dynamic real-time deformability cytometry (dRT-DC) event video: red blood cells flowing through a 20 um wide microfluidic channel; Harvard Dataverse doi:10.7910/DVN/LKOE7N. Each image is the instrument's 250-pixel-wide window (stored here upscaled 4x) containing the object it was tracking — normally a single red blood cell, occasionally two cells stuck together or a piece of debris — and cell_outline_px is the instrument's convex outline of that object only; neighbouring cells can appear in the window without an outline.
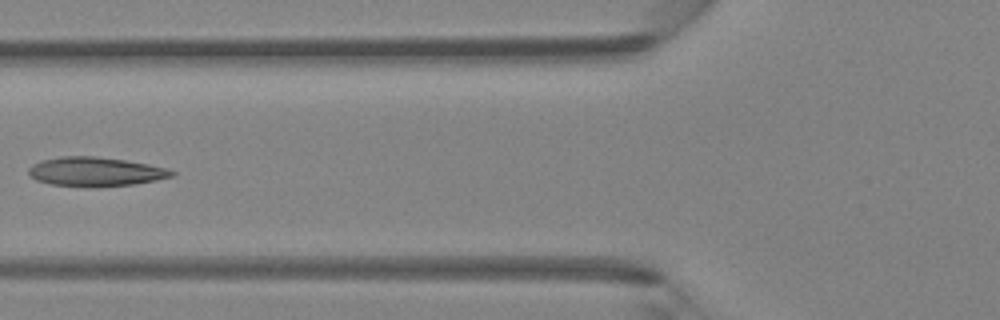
{"species": "Egyptian fruit bat (a non-hibernating species)", "species_latin": "Rousettus aegyptiacus", "temperature_condition": "room temperature", "stored_images_in_passage": 5, "camera_frame_rate_fps": 3000, "um_per_image_px": 0.085, "animal": {"sex": "female"}, "frame": {"image": 1, "passage_image": 5, "time_ms": 4.667, "image_size_px": [1000, 320], "cell_outline_px": [[176, 176], [136, 184], [96, 188], [88, 188], [48, 184], [36, 180], [28, 176], [28, 168], [32, 164], [40, 160], [60, 156], [92, 156], [124, 160], [148, 164], [164, 168], [176, 172]], "centroid_in_image_um": [8.07, 14.62], "position_along_channel_um": 117.7, "area_um2": 24.85}}